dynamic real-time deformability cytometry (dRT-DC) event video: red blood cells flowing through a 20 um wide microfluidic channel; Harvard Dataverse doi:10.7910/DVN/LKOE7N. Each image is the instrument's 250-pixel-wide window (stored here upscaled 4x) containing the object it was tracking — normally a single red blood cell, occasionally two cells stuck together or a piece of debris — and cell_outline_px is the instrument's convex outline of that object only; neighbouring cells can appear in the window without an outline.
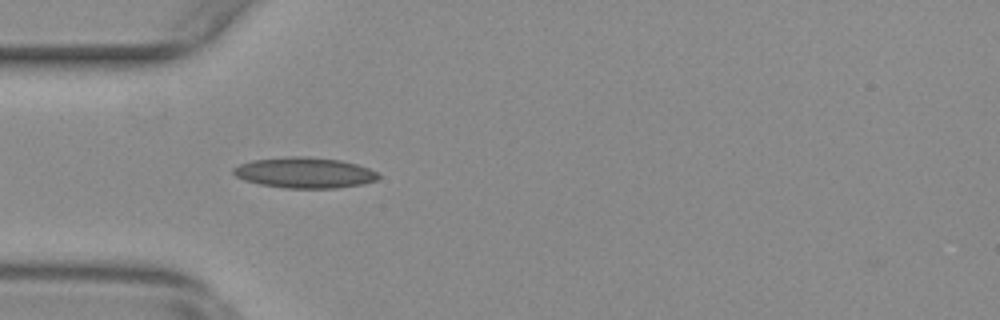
{"species": "common noctule bat (a hibernating species)", "species_latin": "Nyctalus noctula", "temperature_condition": "warm", "stored_images_in_passage": 32, "camera_frame_rate_fps": 3000, "um_per_image_px": 0.085, "animal": {"sex": "female", "body_mass_g": 29.2, "forearm_length_mm": 56.3}, "frame": {"image": 1, "passage_image": 1, "time_ms": 0.0, "image_size_px": [1000, 320], "cell_outline_px": [[380, 176], [376, 180], [364, 184], [336, 188], [284, 188], [260, 184], [244, 180], [236, 176], [232, 172], [232, 168], [240, 164], [252, 160], [296, 156], [300, 156], [340, 160], [356, 164], [368, 168], [376, 172]], "centroid_in_image_um": [25.88, 14.69], "position_along_channel_um": 59.1, "area_um2": 25.78}}
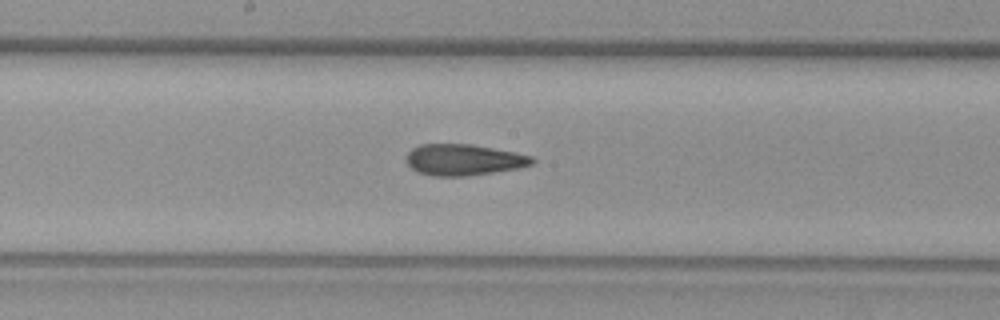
{"frame": {"image": 2, "passage_image": 13, "time_ms": 4.0, "image_size_px": [1000, 320], "cell_outline_px": [[536, 160], [532, 164], [516, 168], [468, 176], [432, 176], [420, 172], [412, 168], [404, 160], [408, 152], [412, 148], [420, 144], [472, 144], [516, 152], [532, 156]], "centroid_in_image_um": [39.39, 13.57], "position_along_channel_um": 208.8, "area_um2": 22.89}}
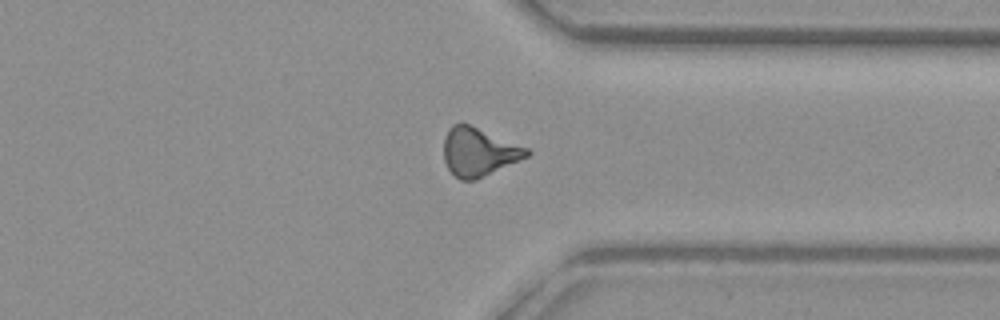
{"frame": {"image": 3, "passage_image": 26, "time_ms": 8.333, "image_size_px": [1000, 320], "cell_outline_px": [[532, 152], [528, 156], [520, 160], [476, 180], [460, 180], [448, 168], [444, 160], [444, 140], [448, 128], [452, 124], [460, 120], [464, 120], [528, 148]], "centroid_in_image_um": [40.68, 12.85], "position_along_channel_um": 370.7, "area_um2": 23.93}}